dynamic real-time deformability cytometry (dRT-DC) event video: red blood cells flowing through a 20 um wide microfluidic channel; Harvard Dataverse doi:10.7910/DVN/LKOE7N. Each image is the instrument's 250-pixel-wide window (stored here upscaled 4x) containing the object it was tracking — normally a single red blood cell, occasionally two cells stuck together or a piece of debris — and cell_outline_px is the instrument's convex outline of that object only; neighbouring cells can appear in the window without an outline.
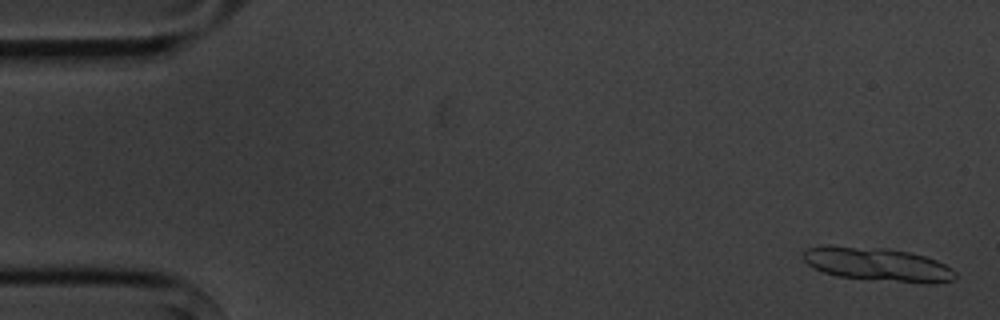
{"species": "common noctule bat (a hibernating species)", "species_latin": "Nyctalus noctula", "temperature_condition": "cold", "stored_images_in_passage": 5, "camera_frame_rate_fps": 3000, "um_per_image_px": 0.085, "animal": {"sex": "male", "body_mass_g": 20.1, "forearm_length_mm": 53.5}, "frame": {"image": 1, "passage_image": 1, "time_ms": 0.0, "image_size_px": [1000, 320], "cell_outline_px": [[956, 276], [952, 280], [936, 284], [924, 284], [836, 276], [812, 268], [804, 260], [804, 248], [824, 244], [832, 244], [888, 248], [912, 252], [936, 260], [952, 268], [956, 272]], "centroid_in_image_um": [74.57, 22.45], "position_along_channel_um": 10.4, "area_um2": 30.46}}